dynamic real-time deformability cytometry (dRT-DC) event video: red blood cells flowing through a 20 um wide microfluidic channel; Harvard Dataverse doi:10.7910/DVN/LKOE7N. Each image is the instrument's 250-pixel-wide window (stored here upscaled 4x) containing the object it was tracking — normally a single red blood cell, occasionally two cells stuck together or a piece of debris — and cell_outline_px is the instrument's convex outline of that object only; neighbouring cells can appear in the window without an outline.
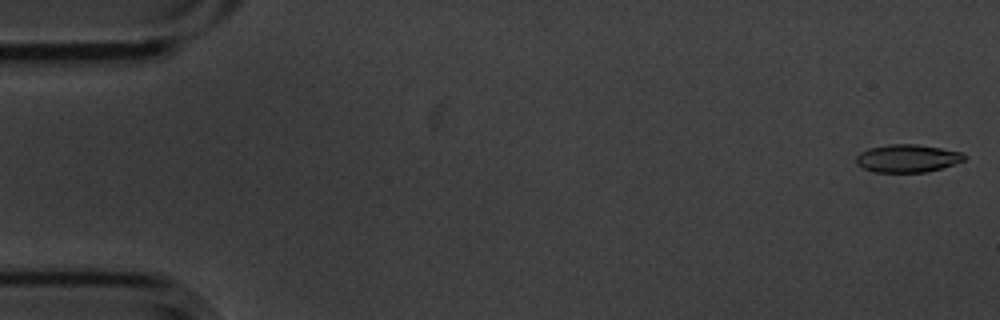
{"species": "common noctule bat (a hibernating species)", "species_latin": "Nyctalus noctula", "temperature_condition": "cold", "stored_images_in_passage": 11, "camera_frame_rate_fps": 3000, "um_per_image_px": 0.085, "animal": {"sex": "male", "body_mass_g": 20.1, "forearm_length_mm": 53.5}, "frame": {"image": 1, "passage_image": 1, "time_ms": 0.0, "image_size_px": [1000, 320], "cell_outline_px": [[968, 156], [964, 160], [928, 172], [872, 172], [856, 164], [856, 156], [860, 152], [868, 148], [888, 144], [916, 144], [964, 152]], "centroid_in_image_um": [77.12, 13.45], "position_along_channel_um": 7.9, "area_um2": 17.63}}